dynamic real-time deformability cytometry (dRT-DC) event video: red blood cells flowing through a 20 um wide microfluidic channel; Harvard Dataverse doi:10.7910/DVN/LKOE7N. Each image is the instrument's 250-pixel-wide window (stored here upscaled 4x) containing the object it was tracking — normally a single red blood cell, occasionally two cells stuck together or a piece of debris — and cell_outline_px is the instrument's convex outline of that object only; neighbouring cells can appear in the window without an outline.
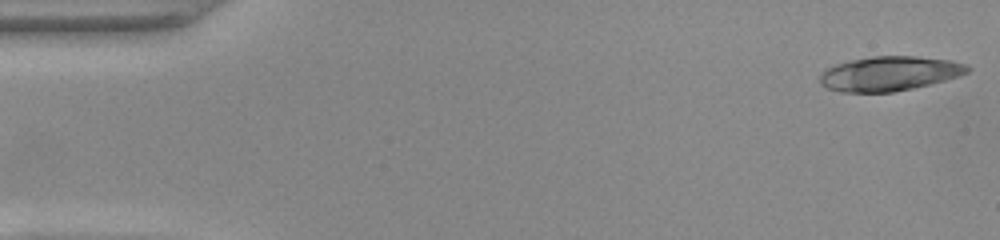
{"species": "common noctule bat (a hibernating species)", "species_latin": "Nyctalus noctula", "temperature_condition": "warm", "stored_images_in_passage": 51, "camera_frame_rate_fps": 3000, "um_per_image_px": 0.085, "animal": {"sex": "female", "body_mass_g": 22.0, "forearm_length_mm": 56.7}, "frame": {"image": 1, "passage_image": 1, "time_ms": 0.0, "image_size_px": [1000, 240], "cell_outline_px": [[972, 68], [968, 72], [944, 80], [912, 88], [892, 92], [840, 92], [828, 88], [820, 84], [820, 76], [824, 68], [848, 60], [872, 56], [916, 56], [948, 60], [968, 64]], "centroid_in_image_um": [75.56, 6.24], "position_along_channel_um": 9.4, "area_um2": 29.65}}
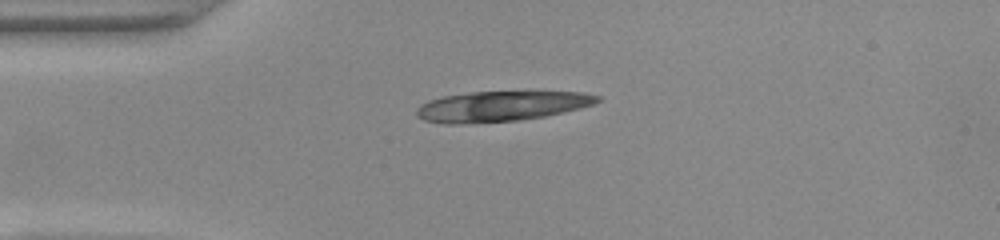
{"frame": {"image": 2, "passage_image": 12, "time_ms": 3.667, "image_size_px": [1000, 240], "cell_outline_px": [[600, 100], [592, 104], [580, 108], [544, 116], [520, 120], [464, 124], [444, 124], [424, 120], [416, 116], [416, 108], [420, 104], [428, 100], [444, 96], [468, 92], [584, 92], [600, 96]], "centroid_in_image_um": [42.53, 9.03], "position_along_channel_um": 42.5, "area_um2": 31.85}}
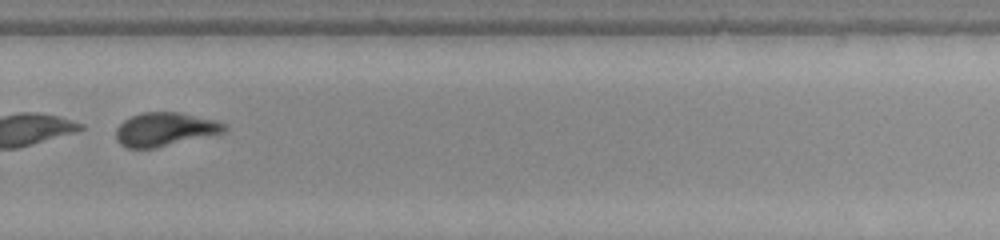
{"frame": {"image": 3, "passage_image": 35, "time_ms": 11.333, "image_size_px": [1000, 240], "cell_outline_px": [[228, 128], [224, 132], [156, 148], [128, 148], [120, 144], [116, 140], [116, 128], [124, 120], [132, 116], [144, 112], [180, 112], [216, 120], [228, 124]], "centroid_in_image_um": [14.03, 10.99], "position_along_channel_um": 315.8, "area_um2": 21.27}, "authors_computed_cell_mechanics": {"area_um2": 29.6514, "velocity_mm_per_s": 3.9114, "shape_relaxation_time_tau1_ms": 1.2994, "shape_relaxation_time_tau2_ms": 1.1933, "deformation_change_tau1": 0.3154, "deformation_change_tau2": 0.0926}}